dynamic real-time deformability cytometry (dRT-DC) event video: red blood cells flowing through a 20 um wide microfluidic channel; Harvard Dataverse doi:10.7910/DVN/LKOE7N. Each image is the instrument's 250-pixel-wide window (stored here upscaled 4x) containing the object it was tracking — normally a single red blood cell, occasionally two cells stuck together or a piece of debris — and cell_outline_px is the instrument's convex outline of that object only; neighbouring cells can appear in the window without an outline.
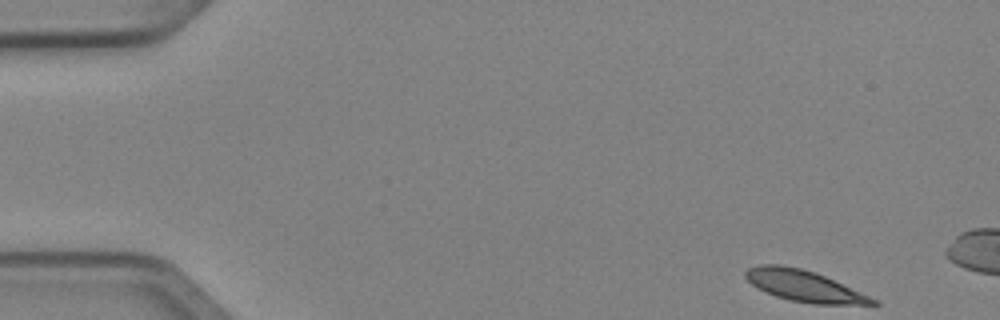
{"species": "Egyptian fruit bat (a non-hibernating species)", "species_latin": "Rousettus aegyptiacus", "temperature_condition": "cold", "stored_images_in_passage": 49, "camera_frame_rate_fps": 3000, "um_per_image_px": 0.085, "animal": {"sex": "female"}, "frame": {"image": 1, "passage_image": 1, "time_ms": 0.0, "image_size_px": [1000, 320], "cell_outline_px": [[880, 304], [812, 304], [788, 300], [764, 292], [756, 288], [744, 276], [744, 272], [748, 268], [760, 264], [780, 264], [800, 268], [824, 276], [868, 296], [876, 300]], "centroid_in_image_um": [68.25, 24.3], "position_along_channel_um": 16.8, "area_um2": 22.77}}
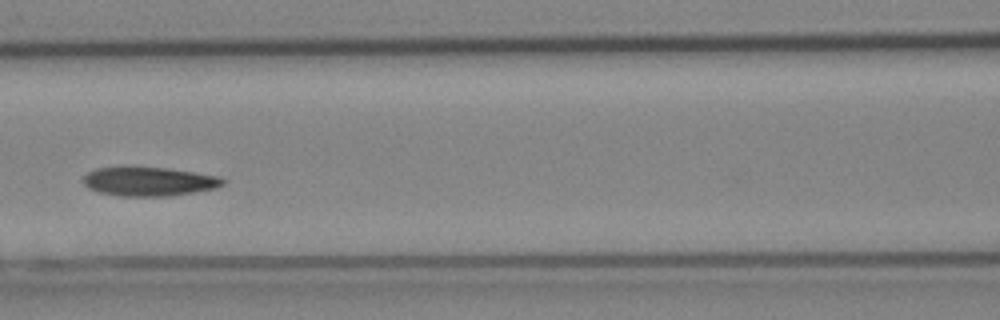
{"frame": {"image": 2, "passage_image": 20, "time_ms": 6.333, "image_size_px": [1000, 320], "cell_outline_px": [[224, 184], [216, 188], [168, 196], [120, 196], [100, 192], [88, 188], [84, 184], [84, 176], [88, 172], [96, 168], [168, 168], [220, 176], [224, 180]], "centroid_in_image_um": [12.68, 15.43], "position_along_channel_um": 153.9, "area_um2": 23.18}}
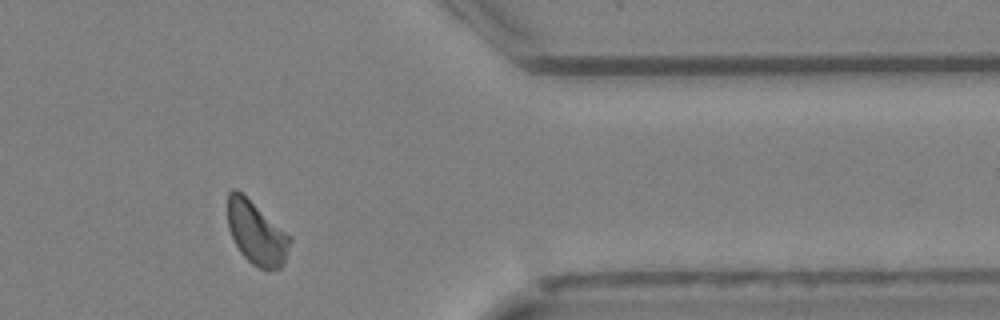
{"frame": {"image": 3, "passage_image": 39, "time_ms": 12.667, "image_size_px": [1000, 320], "cell_outline_px": [[292, 240], [284, 264], [280, 268], [268, 272], [252, 264], [240, 252], [228, 228], [228, 192], [232, 188], [236, 188], [292, 236]], "centroid_in_image_um": [21.83, 19.83], "position_along_channel_um": 389.6, "area_um2": 23.12}, "authors_computed_cell_mechanics": {"area_um2": 23.3512, "velocity_mm_per_s": 3.9832, "shape_relaxation_time_tau1_ms": 3.6378, "shape_relaxation_time_tau2_ms": null, "deformation_change_tau1": 0.1011, "deformation_change_tau2": null}}